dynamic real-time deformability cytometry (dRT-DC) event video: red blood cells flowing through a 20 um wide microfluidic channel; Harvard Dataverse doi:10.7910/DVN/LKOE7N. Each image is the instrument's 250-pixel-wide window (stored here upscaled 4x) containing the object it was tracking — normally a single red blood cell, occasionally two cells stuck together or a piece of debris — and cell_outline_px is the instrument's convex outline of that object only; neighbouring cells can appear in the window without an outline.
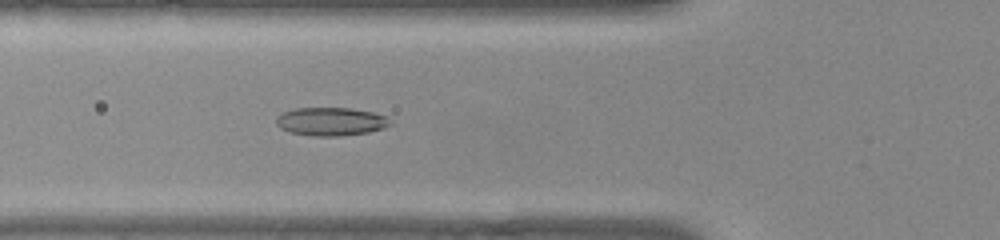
{"species": "common noctule bat (a hibernating species)", "species_latin": "Nyctalus noctula", "temperature_condition": "warm", "stored_images_in_passage": 37, "camera_frame_rate_fps": 3000, "um_per_image_px": 0.085, "animal": {"sex": "female", "body_mass_g": 22.0, "forearm_length_mm": 56.7}, "frame": {"image": 1, "passage_image": 3, "time_ms": 0.667, "image_size_px": [1000, 240], "cell_outline_px": [[392, 124], [384, 128], [368, 132], [340, 136], [312, 136], [288, 132], [280, 128], [276, 124], [276, 116], [280, 112], [296, 108], [352, 108], [372, 112], [388, 116]], "centroid_in_image_um": [28.1, 10.33], "position_along_channel_um": 97.7, "area_um2": 19.07}}
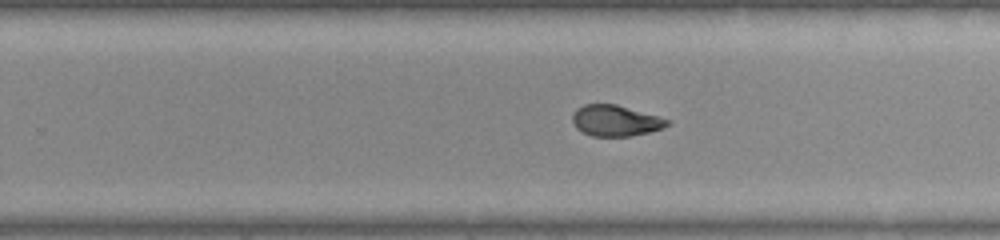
{"frame": {"image": 2, "passage_image": 17, "time_ms": 5.333, "image_size_px": [1000, 240], "cell_outline_px": [[672, 124], [648, 132], [632, 136], [592, 136], [576, 128], [572, 120], [572, 116], [576, 108], [584, 104], [616, 104], [672, 120]], "centroid_in_image_um": [52.32, 10.25], "position_along_channel_um": 277.5, "area_um2": 17.11}}
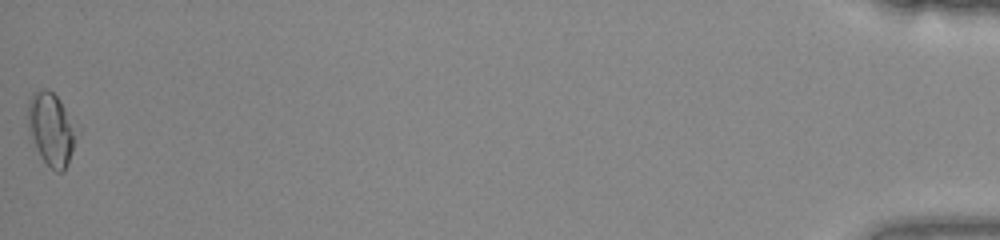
{"frame": {"image": 3, "passage_image": 37, "time_ms": 12.0, "image_size_px": [1000, 240], "cell_outline_px": [[80, 132], [68, 164], [64, 172], [56, 172], [44, 160], [36, 148], [28, 128], [28, 104], [32, 92], [44, 88], [48, 88], [60, 100], [80, 128]], "centroid_in_image_um": [4.42, 10.95], "position_along_channel_um": 430.8, "area_um2": 21.1}}